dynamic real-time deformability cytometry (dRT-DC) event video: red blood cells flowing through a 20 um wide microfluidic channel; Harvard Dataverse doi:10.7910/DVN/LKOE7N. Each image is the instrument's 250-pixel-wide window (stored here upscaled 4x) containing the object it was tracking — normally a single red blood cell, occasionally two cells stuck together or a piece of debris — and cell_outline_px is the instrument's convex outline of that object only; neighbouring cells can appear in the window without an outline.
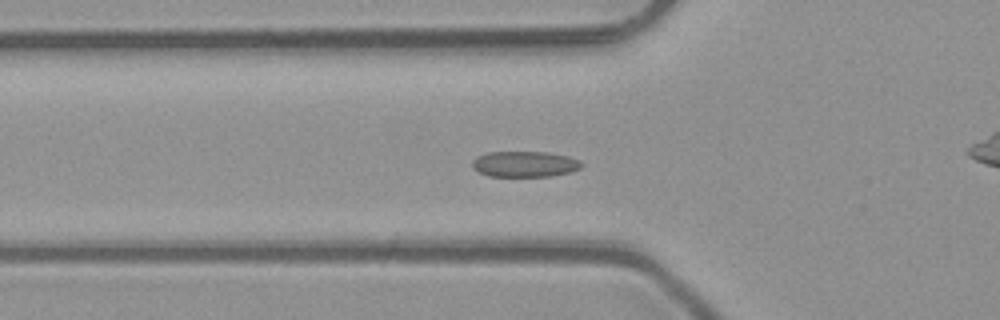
{"species": "common noctule bat (a hibernating species)", "species_latin": "Nyctalus noctula", "temperature_condition": "room temperature", "stored_images_in_passage": 52, "camera_frame_rate_fps": 3000, "um_per_image_px": 0.085, "animal": {"sex": "male", "body_mass_g": 23.1, "forearm_length_mm": 52.7}, "frame": {"image": 1, "passage_image": 18, "time_ms": 5.667, "image_size_px": [1000, 320], "cell_outline_px": [[584, 164], [580, 168], [572, 172], [548, 176], [488, 176], [472, 168], [472, 160], [476, 156], [488, 152], [548, 152], [568, 156], [580, 160]], "centroid_in_image_um": [44.61, 13.94], "position_along_channel_um": 81.2, "area_um2": 16.53}}
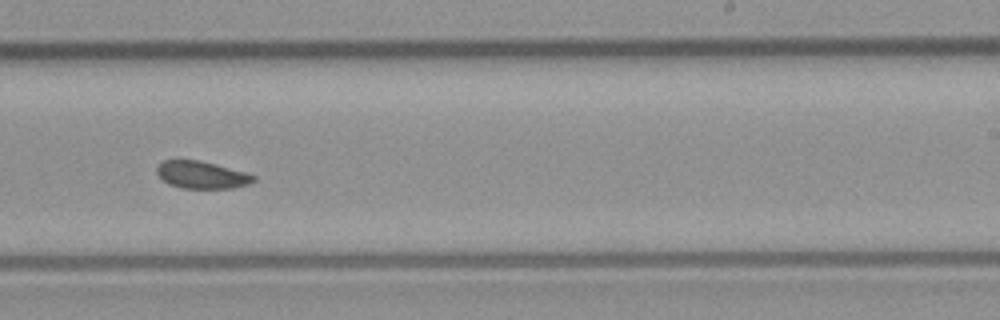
{"frame": {"image": 2, "passage_image": 32, "time_ms": 10.333, "image_size_px": [1000, 320], "cell_outline_px": [[256, 180], [248, 184], [232, 188], [180, 188], [168, 184], [156, 172], [156, 168], [164, 160], [196, 160], [248, 172], [256, 176]], "centroid_in_image_um": [17.17, 14.87], "position_along_channel_um": 271.8, "area_um2": 15.32}}
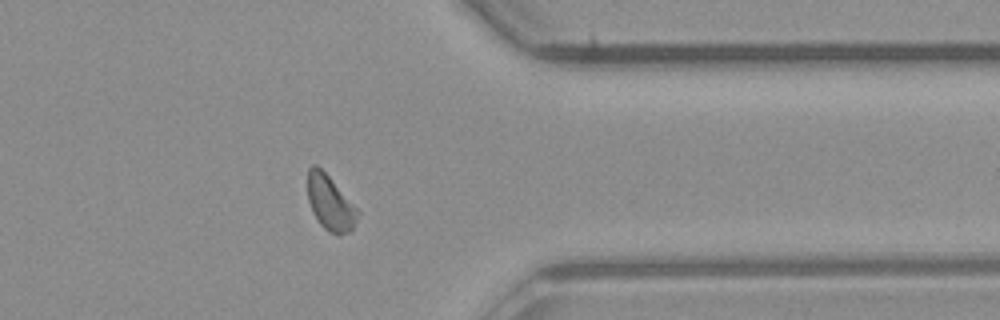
{"frame": {"image": 3, "passage_image": 41, "time_ms": 13.333, "image_size_px": [1000, 320], "cell_outline_px": [[360, 212], [352, 228], [348, 232], [328, 232], [320, 224], [312, 212], [308, 200], [308, 168], [312, 164], [316, 164], [328, 176]], "centroid_in_image_um": [28.03, 17.22], "position_along_channel_um": 383.4, "area_um2": 15.49}, "authors_computed_cell_mechanics": {"area_um2": 16.473, "velocity_mm_per_s": 4.0724, "shape_relaxation_time_tau1_ms": 2.9511, "shape_relaxation_time_tau2_ms": 2.1663, "deformation_change_tau1": 0.0687, "deformation_change_tau2": 0.0598}}